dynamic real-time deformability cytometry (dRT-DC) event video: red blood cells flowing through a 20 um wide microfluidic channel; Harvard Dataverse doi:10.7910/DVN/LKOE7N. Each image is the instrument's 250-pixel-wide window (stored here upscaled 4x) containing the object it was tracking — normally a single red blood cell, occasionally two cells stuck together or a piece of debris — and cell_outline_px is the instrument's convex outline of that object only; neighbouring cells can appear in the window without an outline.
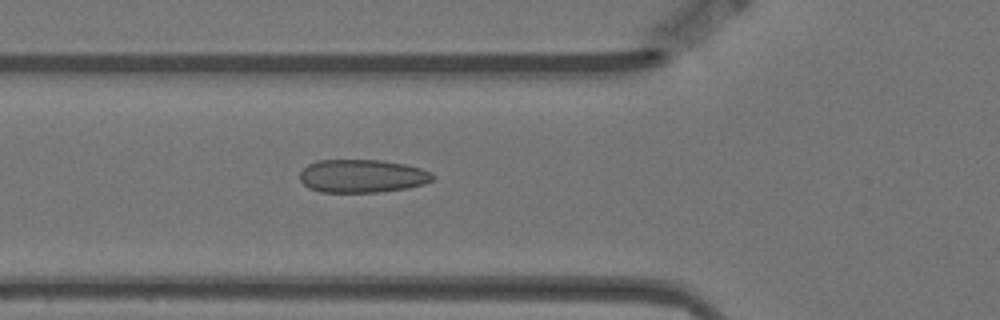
{"species": "Egyptian fruit bat (a non-hibernating species)", "species_latin": "Rousettus aegyptiacus", "temperature_condition": "warm", "stored_images_in_passage": 3, "camera_frame_rate_fps": 3000, "um_per_image_px": 0.085, "animal": {"sex": "female"}, "frame": {"image": 1, "passage_image": 3, "time_ms": 0.667, "image_size_px": [1000, 320], "cell_outline_px": [[436, 176], [432, 180], [424, 184], [408, 188], [380, 192], [320, 192], [308, 188], [300, 180], [300, 172], [308, 164], [316, 160], [380, 160], [404, 164], [420, 168], [432, 172]], "centroid_in_image_um": [30.79, 14.96], "position_along_channel_um": 95.0, "area_um2": 25.84}}